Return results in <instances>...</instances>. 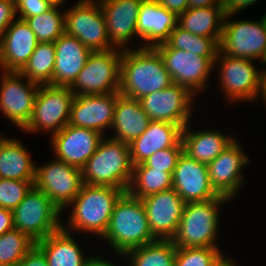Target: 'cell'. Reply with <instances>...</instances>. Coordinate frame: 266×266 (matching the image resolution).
<instances>
[{
    "mask_svg": "<svg viewBox=\"0 0 266 266\" xmlns=\"http://www.w3.org/2000/svg\"><path fill=\"white\" fill-rule=\"evenodd\" d=\"M124 192L117 187L83 184L65 209L71 208L62 228L70 233L91 234L100 240L108 229L114 206Z\"/></svg>",
    "mask_w": 266,
    "mask_h": 266,
    "instance_id": "6da1fadb",
    "label": "cell"
},
{
    "mask_svg": "<svg viewBox=\"0 0 266 266\" xmlns=\"http://www.w3.org/2000/svg\"><path fill=\"white\" fill-rule=\"evenodd\" d=\"M173 84L162 57L154 47L125 49L120 63L122 96L137 99Z\"/></svg>",
    "mask_w": 266,
    "mask_h": 266,
    "instance_id": "7a4b0ae2",
    "label": "cell"
},
{
    "mask_svg": "<svg viewBox=\"0 0 266 266\" xmlns=\"http://www.w3.org/2000/svg\"><path fill=\"white\" fill-rule=\"evenodd\" d=\"M100 240L108 250L111 248L113 255H124L133 248L157 240L149 227L142 200L124 192L116 202L108 229Z\"/></svg>",
    "mask_w": 266,
    "mask_h": 266,
    "instance_id": "3957f363",
    "label": "cell"
},
{
    "mask_svg": "<svg viewBox=\"0 0 266 266\" xmlns=\"http://www.w3.org/2000/svg\"><path fill=\"white\" fill-rule=\"evenodd\" d=\"M133 165L128 143L105 136L81 168L83 184L111 186L127 192Z\"/></svg>",
    "mask_w": 266,
    "mask_h": 266,
    "instance_id": "277c9868",
    "label": "cell"
},
{
    "mask_svg": "<svg viewBox=\"0 0 266 266\" xmlns=\"http://www.w3.org/2000/svg\"><path fill=\"white\" fill-rule=\"evenodd\" d=\"M229 202V198L220 195L215 199L186 203L173 243L177 247H220L217 238L220 214H223L221 207Z\"/></svg>",
    "mask_w": 266,
    "mask_h": 266,
    "instance_id": "5b68a950",
    "label": "cell"
},
{
    "mask_svg": "<svg viewBox=\"0 0 266 266\" xmlns=\"http://www.w3.org/2000/svg\"><path fill=\"white\" fill-rule=\"evenodd\" d=\"M256 62L251 59L233 58L219 50L214 61V70L218 69V85L215 87H219L222 97H225L224 100L229 105L257 102L263 68H258Z\"/></svg>",
    "mask_w": 266,
    "mask_h": 266,
    "instance_id": "8992f818",
    "label": "cell"
},
{
    "mask_svg": "<svg viewBox=\"0 0 266 266\" xmlns=\"http://www.w3.org/2000/svg\"><path fill=\"white\" fill-rule=\"evenodd\" d=\"M74 97L70 86L39 85L31 118L21 131L50 136L61 131L69 123Z\"/></svg>",
    "mask_w": 266,
    "mask_h": 266,
    "instance_id": "52a82bcc",
    "label": "cell"
},
{
    "mask_svg": "<svg viewBox=\"0 0 266 266\" xmlns=\"http://www.w3.org/2000/svg\"><path fill=\"white\" fill-rule=\"evenodd\" d=\"M12 213L14 228L27 234L35 242L62 228V211L34 186Z\"/></svg>",
    "mask_w": 266,
    "mask_h": 266,
    "instance_id": "ba28073f",
    "label": "cell"
},
{
    "mask_svg": "<svg viewBox=\"0 0 266 266\" xmlns=\"http://www.w3.org/2000/svg\"><path fill=\"white\" fill-rule=\"evenodd\" d=\"M234 16H225L220 51L233 58L255 60L263 67L266 65V28L262 15L257 21L234 20Z\"/></svg>",
    "mask_w": 266,
    "mask_h": 266,
    "instance_id": "9c48e42d",
    "label": "cell"
},
{
    "mask_svg": "<svg viewBox=\"0 0 266 266\" xmlns=\"http://www.w3.org/2000/svg\"><path fill=\"white\" fill-rule=\"evenodd\" d=\"M122 49L92 51L70 86L75 96L119 93Z\"/></svg>",
    "mask_w": 266,
    "mask_h": 266,
    "instance_id": "30bf717a",
    "label": "cell"
},
{
    "mask_svg": "<svg viewBox=\"0 0 266 266\" xmlns=\"http://www.w3.org/2000/svg\"><path fill=\"white\" fill-rule=\"evenodd\" d=\"M154 48L162 57L173 83L187 88L196 97L209 90L208 83L217 57H203L180 49H170L165 43Z\"/></svg>",
    "mask_w": 266,
    "mask_h": 266,
    "instance_id": "8fae6325",
    "label": "cell"
},
{
    "mask_svg": "<svg viewBox=\"0 0 266 266\" xmlns=\"http://www.w3.org/2000/svg\"><path fill=\"white\" fill-rule=\"evenodd\" d=\"M65 33L76 37L91 51L115 48L109 40L104 14L98 0H78L65 8Z\"/></svg>",
    "mask_w": 266,
    "mask_h": 266,
    "instance_id": "7c38bea8",
    "label": "cell"
},
{
    "mask_svg": "<svg viewBox=\"0 0 266 266\" xmlns=\"http://www.w3.org/2000/svg\"><path fill=\"white\" fill-rule=\"evenodd\" d=\"M33 184L63 212L83 185L81 169L51 158L47 163L36 165Z\"/></svg>",
    "mask_w": 266,
    "mask_h": 266,
    "instance_id": "4fadbf2b",
    "label": "cell"
},
{
    "mask_svg": "<svg viewBox=\"0 0 266 266\" xmlns=\"http://www.w3.org/2000/svg\"><path fill=\"white\" fill-rule=\"evenodd\" d=\"M39 85L21 72L0 70V113L19 130L29 122Z\"/></svg>",
    "mask_w": 266,
    "mask_h": 266,
    "instance_id": "5bb4252c",
    "label": "cell"
},
{
    "mask_svg": "<svg viewBox=\"0 0 266 266\" xmlns=\"http://www.w3.org/2000/svg\"><path fill=\"white\" fill-rule=\"evenodd\" d=\"M196 98L187 88L173 83L140 98L139 102L150 121L169 122L183 129L193 119Z\"/></svg>",
    "mask_w": 266,
    "mask_h": 266,
    "instance_id": "9a60e30c",
    "label": "cell"
},
{
    "mask_svg": "<svg viewBox=\"0 0 266 266\" xmlns=\"http://www.w3.org/2000/svg\"><path fill=\"white\" fill-rule=\"evenodd\" d=\"M238 137L216 159L207 165L210 183L222 196L235 200L246 184L243 170L252 160ZM244 149V150H243ZM244 175V176H243Z\"/></svg>",
    "mask_w": 266,
    "mask_h": 266,
    "instance_id": "2e32d148",
    "label": "cell"
},
{
    "mask_svg": "<svg viewBox=\"0 0 266 266\" xmlns=\"http://www.w3.org/2000/svg\"><path fill=\"white\" fill-rule=\"evenodd\" d=\"M104 137L98 131L67 124L50 136L49 146L54 158L81 169Z\"/></svg>",
    "mask_w": 266,
    "mask_h": 266,
    "instance_id": "e0dca14e",
    "label": "cell"
},
{
    "mask_svg": "<svg viewBox=\"0 0 266 266\" xmlns=\"http://www.w3.org/2000/svg\"><path fill=\"white\" fill-rule=\"evenodd\" d=\"M141 200L153 236L159 240H172L186 204L183 198L172 188Z\"/></svg>",
    "mask_w": 266,
    "mask_h": 266,
    "instance_id": "ac0fdd59",
    "label": "cell"
},
{
    "mask_svg": "<svg viewBox=\"0 0 266 266\" xmlns=\"http://www.w3.org/2000/svg\"><path fill=\"white\" fill-rule=\"evenodd\" d=\"M119 96L120 93L75 96L68 124L92 129L107 136L106 133L111 130Z\"/></svg>",
    "mask_w": 266,
    "mask_h": 266,
    "instance_id": "d6986e66",
    "label": "cell"
},
{
    "mask_svg": "<svg viewBox=\"0 0 266 266\" xmlns=\"http://www.w3.org/2000/svg\"><path fill=\"white\" fill-rule=\"evenodd\" d=\"M104 14L110 43L122 50L131 49L137 36V18L142 0H98ZM130 43V44H129Z\"/></svg>",
    "mask_w": 266,
    "mask_h": 266,
    "instance_id": "ffe728a7",
    "label": "cell"
},
{
    "mask_svg": "<svg viewBox=\"0 0 266 266\" xmlns=\"http://www.w3.org/2000/svg\"><path fill=\"white\" fill-rule=\"evenodd\" d=\"M172 188L185 203L206 201L220 195L212 187L207 165L182 152L173 172Z\"/></svg>",
    "mask_w": 266,
    "mask_h": 266,
    "instance_id": "44dd1931",
    "label": "cell"
},
{
    "mask_svg": "<svg viewBox=\"0 0 266 266\" xmlns=\"http://www.w3.org/2000/svg\"><path fill=\"white\" fill-rule=\"evenodd\" d=\"M38 43L27 22L17 18L0 39V70L20 72Z\"/></svg>",
    "mask_w": 266,
    "mask_h": 266,
    "instance_id": "7402d4cb",
    "label": "cell"
},
{
    "mask_svg": "<svg viewBox=\"0 0 266 266\" xmlns=\"http://www.w3.org/2000/svg\"><path fill=\"white\" fill-rule=\"evenodd\" d=\"M177 23L178 16L156 0H142L137 18V36L141 42L135 47H155L165 43Z\"/></svg>",
    "mask_w": 266,
    "mask_h": 266,
    "instance_id": "603a6c76",
    "label": "cell"
},
{
    "mask_svg": "<svg viewBox=\"0 0 266 266\" xmlns=\"http://www.w3.org/2000/svg\"><path fill=\"white\" fill-rule=\"evenodd\" d=\"M193 121L187 124L181 134L183 152L190 158L208 165L216 159L237 138L212 128L191 129Z\"/></svg>",
    "mask_w": 266,
    "mask_h": 266,
    "instance_id": "cb8c5ba5",
    "label": "cell"
},
{
    "mask_svg": "<svg viewBox=\"0 0 266 266\" xmlns=\"http://www.w3.org/2000/svg\"><path fill=\"white\" fill-rule=\"evenodd\" d=\"M55 45V65L51 85L71 86L92 52L76 37L64 33Z\"/></svg>",
    "mask_w": 266,
    "mask_h": 266,
    "instance_id": "d4e9b609",
    "label": "cell"
},
{
    "mask_svg": "<svg viewBox=\"0 0 266 266\" xmlns=\"http://www.w3.org/2000/svg\"><path fill=\"white\" fill-rule=\"evenodd\" d=\"M182 128L164 121H150L145 132L129 143L132 165L147 160L157 151L174 147L180 140Z\"/></svg>",
    "mask_w": 266,
    "mask_h": 266,
    "instance_id": "484cf974",
    "label": "cell"
},
{
    "mask_svg": "<svg viewBox=\"0 0 266 266\" xmlns=\"http://www.w3.org/2000/svg\"><path fill=\"white\" fill-rule=\"evenodd\" d=\"M73 236L61 228L35 245L44 253L48 266H85L91 254Z\"/></svg>",
    "mask_w": 266,
    "mask_h": 266,
    "instance_id": "4316f807",
    "label": "cell"
},
{
    "mask_svg": "<svg viewBox=\"0 0 266 266\" xmlns=\"http://www.w3.org/2000/svg\"><path fill=\"white\" fill-rule=\"evenodd\" d=\"M150 122L149 116L141 107L139 100L120 95L117 98L114 118L109 137L124 143H131L141 136Z\"/></svg>",
    "mask_w": 266,
    "mask_h": 266,
    "instance_id": "83f0119b",
    "label": "cell"
},
{
    "mask_svg": "<svg viewBox=\"0 0 266 266\" xmlns=\"http://www.w3.org/2000/svg\"><path fill=\"white\" fill-rule=\"evenodd\" d=\"M31 153L22 139L6 136L0 143V178L34 181L36 163Z\"/></svg>",
    "mask_w": 266,
    "mask_h": 266,
    "instance_id": "f1b7e54d",
    "label": "cell"
},
{
    "mask_svg": "<svg viewBox=\"0 0 266 266\" xmlns=\"http://www.w3.org/2000/svg\"><path fill=\"white\" fill-rule=\"evenodd\" d=\"M225 16L222 6L188 8L178 16L177 25L195 35L222 38Z\"/></svg>",
    "mask_w": 266,
    "mask_h": 266,
    "instance_id": "f546056e",
    "label": "cell"
},
{
    "mask_svg": "<svg viewBox=\"0 0 266 266\" xmlns=\"http://www.w3.org/2000/svg\"><path fill=\"white\" fill-rule=\"evenodd\" d=\"M177 246L172 240H155L133 248L123 254H115L128 266H175ZM121 257V258H120ZM125 261H124V259Z\"/></svg>",
    "mask_w": 266,
    "mask_h": 266,
    "instance_id": "4dcf8cb0",
    "label": "cell"
},
{
    "mask_svg": "<svg viewBox=\"0 0 266 266\" xmlns=\"http://www.w3.org/2000/svg\"><path fill=\"white\" fill-rule=\"evenodd\" d=\"M173 175L152 167H133L127 192L139 199L172 189Z\"/></svg>",
    "mask_w": 266,
    "mask_h": 266,
    "instance_id": "1f68e13d",
    "label": "cell"
},
{
    "mask_svg": "<svg viewBox=\"0 0 266 266\" xmlns=\"http://www.w3.org/2000/svg\"><path fill=\"white\" fill-rule=\"evenodd\" d=\"M53 42H39L28 63L20 71L29 81L38 85H51L55 65Z\"/></svg>",
    "mask_w": 266,
    "mask_h": 266,
    "instance_id": "d6a6232c",
    "label": "cell"
},
{
    "mask_svg": "<svg viewBox=\"0 0 266 266\" xmlns=\"http://www.w3.org/2000/svg\"><path fill=\"white\" fill-rule=\"evenodd\" d=\"M220 41L221 38L192 34L177 25L165 44L170 49H180L203 57H217L220 50Z\"/></svg>",
    "mask_w": 266,
    "mask_h": 266,
    "instance_id": "836d02e7",
    "label": "cell"
},
{
    "mask_svg": "<svg viewBox=\"0 0 266 266\" xmlns=\"http://www.w3.org/2000/svg\"><path fill=\"white\" fill-rule=\"evenodd\" d=\"M53 6L47 12L28 17L25 21L35 33L38 42H55L65 33V7Z\"/></svg>",
    "mask_w": 266,
    "mask_h": 266,
    "instance_id": "e575fe53",
    "label": "cell"
},
{
    "mask_svg": "<svg viewBox=\"0 0 266 266\" xmlns=\"http://www.w3.org/2000/svg\"><path fill=\"white\" fill-rule=\"evenodd\" d=\"M35 244L27 234L15 228L0 235V266H18Z\"/></svg>",
    "mask_w": 266,
    "mask_h": 266,
    "instance_id": "d590c367",
    "label": "cell"
},
{
    "mask_svg": "<svg viewBox=\"0 0 266 266\" xmlns=\"http://www.w3.org/2000/svg\"><path fill=\"white\" fill-rule=\"evenodd\" d=\"M220 247H177L175 266H213L225 253Z\"/></svg>",
    "mask_w": 266,
    "mask_h": 266,
    "instance_id": "8d00e7d4",
    "label": "cell"
},
{
    "mask_svg": "<svg viewBox=\"0 0 266 266\" xmlns=\"http://www.w3.org/2000/svg\"><path fill=\"white\" fill-rule=\"evenodd\" d=\"M33 183L0 178V207L13 211L34 186Z\"/></svg>",
    "mask_w": 266,
    "mask_h": 266,
    "instance_id": "74e56055",
    "label": "cell"
},
{
    "mask_svg": "<svg viewBox=\"0 0 266 266\" xmlns=\"http://www.w3.org/2000/svg\"><path fill=\"white\" fill-rule=\"evenodd\" d=\"M182 152L183 145L180 140L174 147L157 151L143 163L133 165V167H152L154 169L162 170L163 172H170L173 175L177 161Z\"/></svg>",
    "mask_w": 266,
    "mask_h": 266,
    "instance_id": "f35d334b",
    "label": "cell"
},
{
    "mask_svg": "<svg viewBox=\"0 0 266 266\" xmlns=\"http://www.w3.org/2000/svg\"><path fill=\"white\" fill-rule=\"evenodd\" d=\"M15 7L17 18L25 21L28 17L47 12L53 6L47 0H15Z\"/></svg>",
    "mask_w": 266,
    "mask_h": 266,
    "instance_id": "ab89813d",
    "label": "cell"
},
{
    "mask_svg": "<svg viewBox=\"0 0 266 266\" xmlns=\"http://www.w3.org/2000/svg\"><path fill=\"white\" fill-rule=\"evenodd\" d=\"M16 19L15 0H0V39Z\"/></svg>",
    "mask_w": 266,
    "mask_h": 266,
    "instance_id": "60d3db41",
    "label": "cell"
},
{
    "mask_svg": "<svg viewBox=\"0 0 266 266\" xmlns=\"http://www.w3.org/2000/svg\"><path fill=\"white\" fill-rule=\"evenodd\" d=\"M260 0H222V7L226 16L236 15L241 11L254 6Z\"/></svg>",
    "mask_w": 266,
    "mask_h": 266,
    "instance_id": "b9f144b4",
    "label": "cell"
},
{
    "mask_svg": "<svg viewBox=\"0 0 266 266\" xmlns=\"http://www.w3.org/2000/svg\"><path fill=\"white\" fill-rule=\"evenodd\" d=\"M18 266H48L44 253L34 245L20 260Z\"/></svg>",
    "mask_w": 266,
    "mask_h": 266,
    "instance_id": "7bdbcfd3",
    "label": "cell"
},
{
    "mask_svg": "<svg viewBox=\"0 0 266 266\" xmlns=\"http://www.w3.org/2000/svg\"><path fill=\"white\" fill-rule=\"evenodd\" d=\"M160 5L177 16L189 8V0H156Z\"/></svg>",
    "mask_w": 266,
    "mask_h": 266,
    "instance_id": "ee69618b",
    "label": "cell"
},
{
    "mask_svg": "<svg viewBox=\"0 0 266 266\" xmlns=\"http://www.w3.org/2000/svg\"><path fill=\"white\" fill-rule=\"evenodd\" d=\"M13 229L14 224L12 211L0 207V235Z\"/></svg>",
    "mask_w": 266,
    "mask_h": 266,
    "instance_id": "f6af8a7d",
    "label": "cell"
},
{
    "mask_svg": "<svg viewBox=\"0 0 266 266\" xmlns=\"http://www.w3.org/2000/svg\"><path fill=\"white\" fill-rule=\"evenodd\" d=\"M113 259H108L103 256H99V254L95 255L94 254L91 255V257L88 259V261L86 262L85 266H119L118 263L116 265V261H113ZM121 266V265H120Z\"/></svg>",
    "mask_w": 266,
    "mask_h": 266,
    "instance_id": "bcb514c9",
    "label": "cell"
},
{
    "mask_svg": "<svg viewBox=\"0 0 266 266\" xmlns=\"http://www.w3.org/2000/svg\"><path fill=\"white\" fill-rule=\"evenodd\" d=\"M222 6V0H189V8Z\"/></svg>",
    "mask_w": 266,
    "mask_h": 266,
    "instance_id": "7dc6e473",
    "label": "cell"
},
{
    "mask_svg": "<svg viewBox=\"0 0 266 266\" xmlns=\"http://www.w3.org/2000/svg\"><path fill=\"white\" fill-rule=\"evenodd\" d=\"M262 68L263 70L261 74L260 91H259L258 98L256 101L258 102L263 101L262 103H264L265 108H266V65H263Z\"/></svg>",
    "mask_w": 266,
    "mask_h": 266,
    "instance_id": "c3c4849f",
    "label": "cell"
},
{
    "mask_svg": "<svg viewBox=\"0 0 266 266\" xmlns=\"http://www.w3.org/2000/svg\"><path fill=\"white\" fill-rule=\"evenodd\" d=\"M239 262H235V260L224 253L216 262L213 266H240L238 264Z\"/></svg>",
    "mask_w": 266,
    "mask_h": 266,
    "instance_id": "681fc988",
    "label": "cell"
},
{
    "mask_svg": "<svg viewBox=\"0 0 266 266\" xmlns=\"http://www.w3.org/2000/svg\"><path fill=\"white\" fill-rule=\"evenodd\" d=\"M52 6H60L63 7L66 0H47Z\"/></svg>",
    "mask_w": 266,
    "mask_h": 266,
    "instance_id": "f907efd6",
    "label": "cell"
},
{
    "mask_svg": "<svg viewBox=\"0 0 266 266\" xmlns=\"http://www.w3.org/2000/svg\"><path fill=\"white\" fill-rule=\"evenodd\" d=\"M262 17H263V20H264V23H265V28H266V13L265 14L263 13Z\"/></svg>",
    "mask_w": 266,
    "mask_h": 266,
    "instance_id": "816d5d0a",
    "label": "cell"
},
{
    "mask_svg": "<svg viewBox=\"0 0 266 266\" xmlns=\"http://www.w3.org/2000/svg\"><path fill=\"white\" fill-rule=\"evenodd\" d=\"M3 136H4V137H3ZM4 138H5V134H4V135L0 134V143H1V141H2Z\"/></svg>",
    "mask_w": 266,
    "mask_h": 266,
    "instance_id": "f5cc1de1",
    "label": "cell"
}]
</instances>
